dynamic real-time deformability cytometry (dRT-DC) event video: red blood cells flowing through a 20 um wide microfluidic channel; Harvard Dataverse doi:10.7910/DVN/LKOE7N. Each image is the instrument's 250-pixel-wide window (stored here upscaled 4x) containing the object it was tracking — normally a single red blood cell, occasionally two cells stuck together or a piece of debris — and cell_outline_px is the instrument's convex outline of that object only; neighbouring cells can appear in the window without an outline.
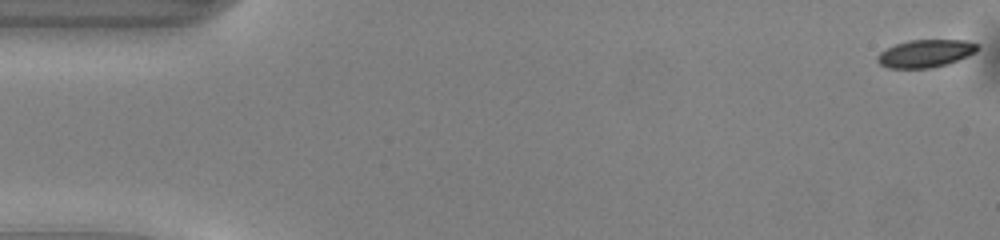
{"species": "common noctule bat (a hibernating species)", "species_latin": "Nyctalus noctula", "temperature_condition": "warm", "stored_images_in_passage": 8, "camera_frame_rate_fps": 3000, "um_per_image_px": 0.085, "animal": {"sex": "male", "body_mass_g": 13.0, "forearm_length_mm": 53.1}, "frame": {"image": 1, "passage_image": 1, "time_ms": 0.0, "image_size_px": [1000, 240], "cell_outline_px": [[980, 48], [976, 52], [968, 56], [948, 64], [928, 68], [888, 68], [880, 64], [876, 60], [876, 56], [880, 52], [896, 44], [908, 40], [968, 40], [980, 44]], "centroid_in_image_um": [78.71, 4.54], "position_along_channel_um": 6.3, "area_um2": 16.3}}